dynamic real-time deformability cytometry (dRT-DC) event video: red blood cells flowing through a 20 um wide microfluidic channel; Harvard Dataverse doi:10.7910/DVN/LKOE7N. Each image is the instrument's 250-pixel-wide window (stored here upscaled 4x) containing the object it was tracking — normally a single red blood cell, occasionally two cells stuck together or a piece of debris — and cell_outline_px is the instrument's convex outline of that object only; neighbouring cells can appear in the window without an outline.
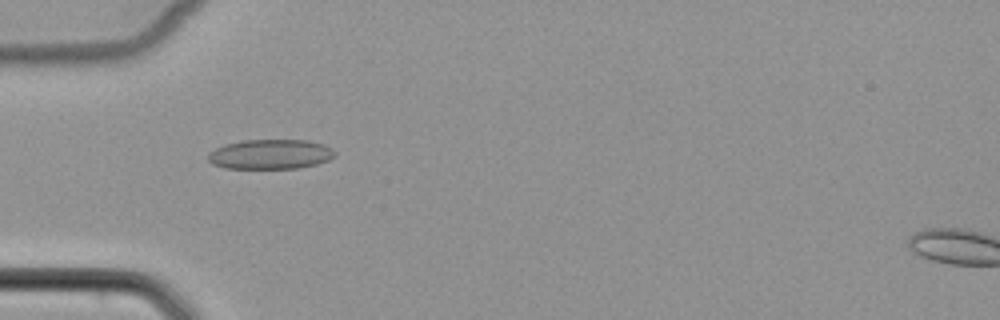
{"species": "common noctule bat (a hibernating species)", "species_latin": "Nyctalus noctula", "temperature_condition": "cold", "stored_images_in_passage": 50, "camera_frame_rate_fps": 3000, "um_per_image_px": 0.085, "animal": {"sex": "female", "body_mass_g": 22.7, "forearm_length_mm": 54.2}, "frame": {"image": 1, "passage_image": 15, "time_ms": 4.667, "image_size_px": [1000, 320], "cell_outline_px": [[336, 156], [328, 160], [316, 164], [300, 168], [224, 168], [212, 164], [208, 160], [208, 152], [224, 144], [244, 140], [308, 140], [324, 144], [332, 148], [336, 152]], "centroid_in_image_um": [22.99, 13.11], "position_along_channel_um": 62.0, "area_um2": 22.14}}
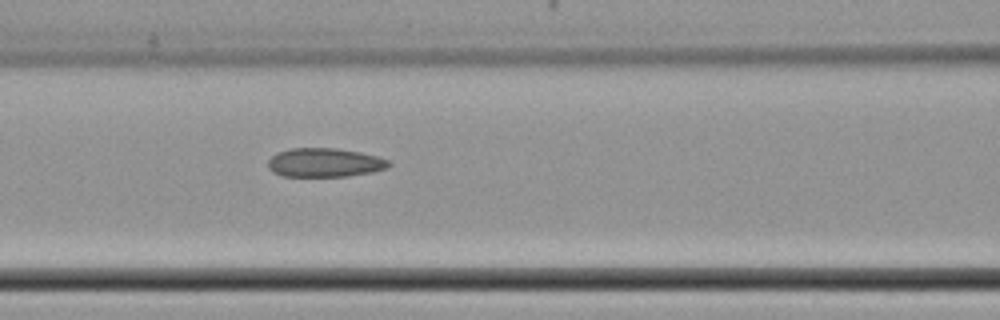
{"frame": {"image": 2, "passage_image": 21, "time_ms": 6.667, "image_size_px": [1000, 320], "cell_outline_px": [[392, 164], [388, 168], [372, 172], [348, 176], [280, 176], [272, 172], [268, 168], [268, 160], [276, 152], [292, 148], [336, 148], [360, 152], [376, 156], [388, 160]], "centroid_in_image_um": [27.58, 13.82], "position_along_channel_um": 139.0, "area_um2": 20.46}}
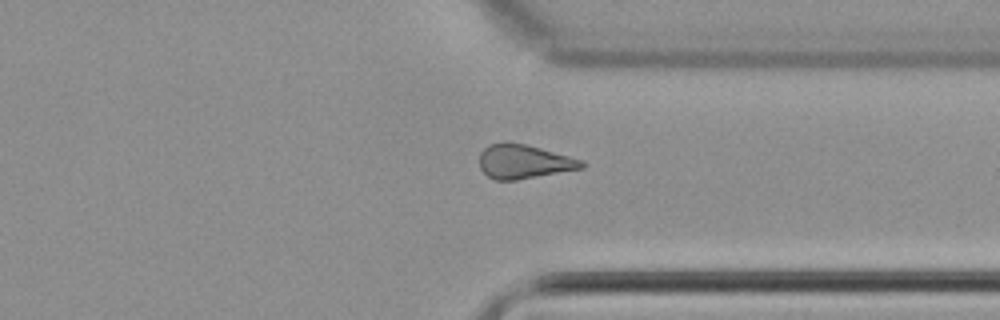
{"frame": {"image": 3, "passage_image": 38, "time_ms": 12.333, "image_size_px": [1000, 320], "cell_outline_px": [[588, 164], [584, 168], [516, 180], [496, 180], [488, 176], [480, 168], [480, 152], [488, 144], [524, 144], [540, 148], [584, 160]], "centroid_in_image_um": [44.58, 13.76], "position_along_channel_um": 366.8, "area_um2": 20.0}}